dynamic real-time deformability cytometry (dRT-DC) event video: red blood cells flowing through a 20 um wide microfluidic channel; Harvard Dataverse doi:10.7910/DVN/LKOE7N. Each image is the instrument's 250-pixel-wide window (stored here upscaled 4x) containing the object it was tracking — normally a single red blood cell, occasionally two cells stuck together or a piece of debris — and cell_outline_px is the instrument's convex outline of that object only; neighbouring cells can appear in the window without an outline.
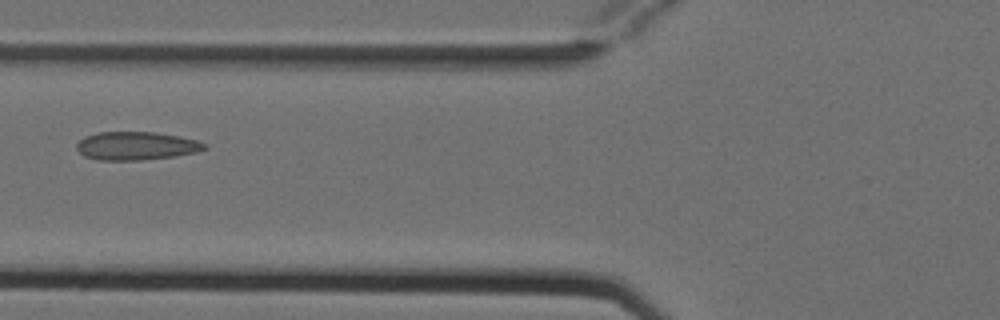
{"species": "Egyptian fruit bat (a non-hibernating species)", "species_latin": "Rousettus aegyptiacus", "temperature_condition": "cold", "stored_images_in_passage": 5, "camera_frame_rate_fps": 3000, "um_per_image_px": 0.085, "animal": {"sex": "female"}, "frame": {"image": 1, "passage_image": 5, "time_ms": 1.333, "image_size_px": [1000, 320], "cell_outline_px": [[208, 148], [196, 152], [176, 156], [140, 160], [96, 160], [84, 156], [76, 148], [76, 144], [84, 136], [96, 132], [152, 132], [176, 136], [196, 140], [204, 144]], "centroid_in_image_um": [11.53, 12.4], "position_along_channel_um": 114.3, "area_um2": 20.98}}